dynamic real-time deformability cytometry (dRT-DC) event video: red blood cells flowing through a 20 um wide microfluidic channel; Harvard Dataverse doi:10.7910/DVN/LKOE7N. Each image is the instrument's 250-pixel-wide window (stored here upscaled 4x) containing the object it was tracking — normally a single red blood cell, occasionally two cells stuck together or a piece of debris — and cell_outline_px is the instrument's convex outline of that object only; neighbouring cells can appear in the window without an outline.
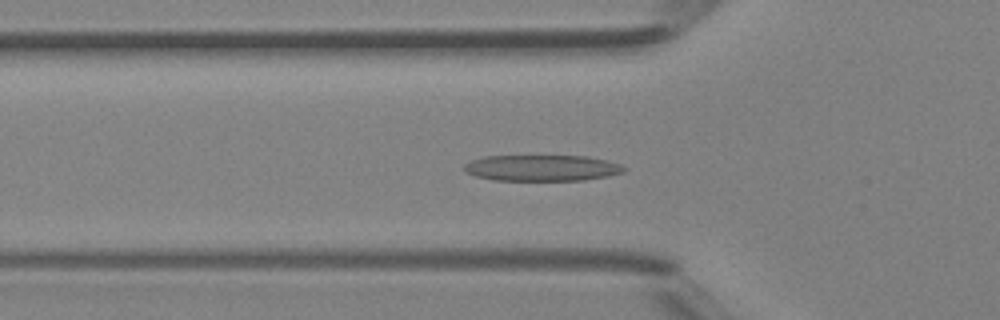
{"species": "Egyptian fruit bat (a non-hibernating species)", "species_latin": "Rousettus aegyptiacus", "temperature_condition": "room temperature", "stored_images_in_passage": 37, "camera_frame_rate_fps": 3000, "um_per_image_px": 0.085, "animal": {"sex": "female"}, "frame": {"image": 1, "passage_image": 9, "time_ms": 2.667, "image_size_px": [1000, 320], "cell_outline_px": [[628, 168], [624, 172], [608, 176], [584, 180], [492, 180], [476, 176], [464, 172], [464, 164], [472, 160], [484, 156], [588, 156], [620, 164]], "centroid_in_image_um": [46.06, 14.28], "position_along_channel_um": 79.7, "area_um2": 24.33}}
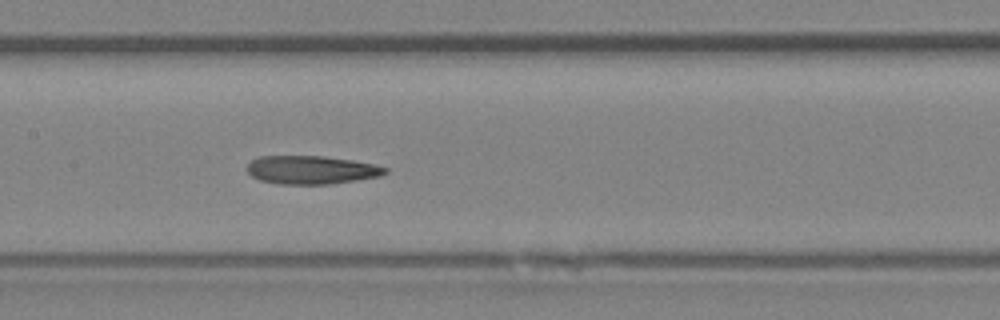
{"frame": {"image": 2, "passage_image": 16, "time_ms": 5.0, "image_size_px": [1000, 320], "cell_outline_px": [[388, 172], [380, 176], [356, 180], [328, 184], [280, 184], [260, 180], [252, 176], [244, 168], [252, 160], [260, 156], [324, 156], [352, 160], [372, 164], [388, 168]], "centroid_in_image_um": [26.44, 14.44], "position_along_channel_um": 181.0, "area_um2": 22.77}}
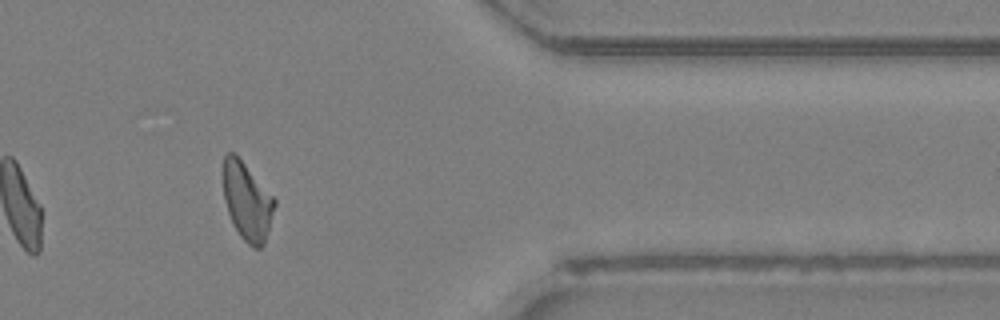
{"frame": {"image": 3, "passage_image": 32, "time_ms": 10.333, "image_size_px": [1000, 320], "cell_outline_px": [[276, 204], [264, 244], [260, 248], [252, 248], [240, 236], [232, 224], [224, 200], [224, 156], [228, 152], [232, 152], [244, 164], [276, 200]], "centroid_in_image_um": [21.0, 17.17], "position_along_channel_um": 390.4, "area_um2": 22.77}, "authors_computed_cell_mechanics": {"area_um2": 23.0622, "velocity_mm_per_s": 4.3358, "shape_relaxation_time_tau1_ms": 4.2171, "shape_relaxation_time_tau2_ms": 4.5353, "deformation_change_tau1": 0.159, "deformation_change_tau2": 0.1494}}